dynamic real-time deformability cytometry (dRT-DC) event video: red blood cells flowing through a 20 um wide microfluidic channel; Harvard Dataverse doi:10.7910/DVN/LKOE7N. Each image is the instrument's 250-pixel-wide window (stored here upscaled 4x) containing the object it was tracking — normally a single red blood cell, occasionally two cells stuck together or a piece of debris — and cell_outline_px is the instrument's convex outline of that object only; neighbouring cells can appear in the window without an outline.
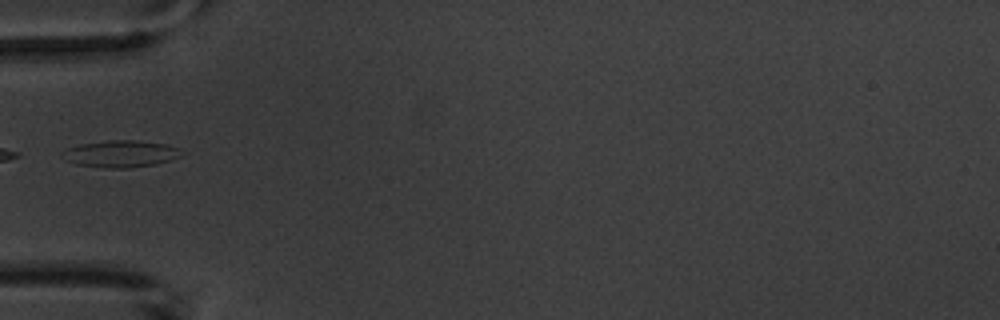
{"species": "common noctule bat (a hibernating species)", "species_latin": "Nyctalus noctula", "temperature_condition": "warm", "stored_images_in_passage": 5, "camera_frame_rate_fps": 3000, "um_per_image_px": 0.085, "animal": {"sex": "male", "body_mass_g": 20.1, "forearm_length_mm": 53.5}, "frame": {"image": 1, "passage_image": 5, "time_ms": 5.667, "image_size_px": [1000, 320], "cell_outline_px": [[188, 152], [184, 156], [172, 160], [156, 164], [132, 168], [104, 168], [76, 164], [64, 160], [60, 156], [60, 152], [68, 148], [80, 144], [108, 140], [136, 140], [168, 144], [180, 148]], "centroid_in_image_um": [10.33, 13.08], "position_along_channel_um": 74.7, "area_um2": 19.31}}